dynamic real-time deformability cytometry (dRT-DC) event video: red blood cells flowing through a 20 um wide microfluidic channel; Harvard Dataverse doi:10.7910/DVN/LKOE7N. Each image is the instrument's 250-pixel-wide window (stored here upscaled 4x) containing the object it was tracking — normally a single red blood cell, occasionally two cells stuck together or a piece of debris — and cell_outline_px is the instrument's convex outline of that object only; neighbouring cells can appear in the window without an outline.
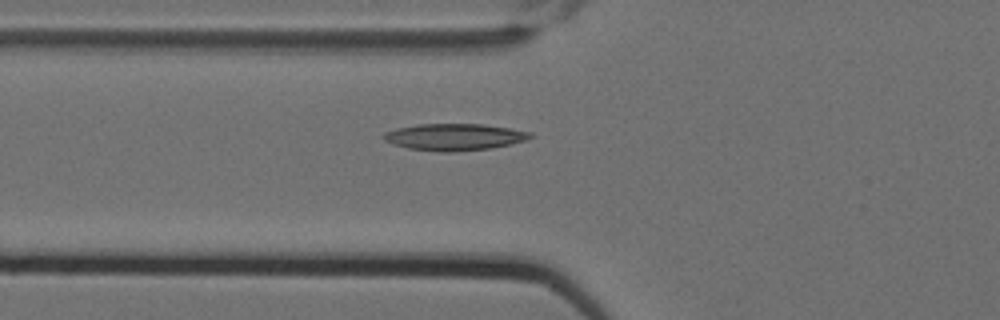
{"species": "Egyptian fruit bat (a non-hibernating species)", "species_latin": "Rousettus aegyptiacus", "temperature_condition": "cold", "stored_images_in_passage": 7, "camera_frame_rate_fps": 3000, "um_per_image_px": 0.085, "animal": {"sex": "female"}, "frame": {"image": 1, "passage_image": 7, "time_ms": 2.0, "image_size_px": [1000, 320], "cell_outline_px": [[536, 136], [512, 144], [492, 148], [448, 152], [440, 152], [408, 148], [392, 144], [384, 140], [380, 136], [384, 132], [396, 128], [420, 124], [484, 124], [532, 132]], "centroid_in_image_um": [38.61, 11.64], "position_along_channel_um": 87.2, "area_um2": 23.0}}